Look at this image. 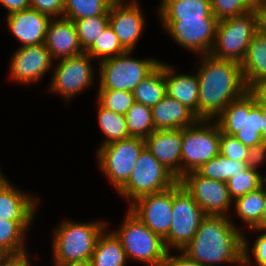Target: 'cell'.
<instances>
[{
    "label": "cell",
    "mask_w": 266,
    "mask_h": 266,
    "mask_svg": "<svg viewBox=\"0 0 266 266\" xmlns=\"http://www.w3.org/2000/svg\"><path fill=\"white\" fill-rule=\"evenodd\" d=\"M197 67L199 82V119L214 120L232 101L248 88L240 63L201 55ZM202 60V61H201Z\"/></svg>",
    "instance_id": "cell-1"
},
{
    "label": "cell",
    "mask_w": 266,
    "mask_h": 266,
    "mask_svg": "<svg viewBox=\"0 0 266 266\" xmlns=\"http://www.w3.org/2000/svg\"><path fill=\"white\" fill-rule=\"evenodd\" d=\"M231 217L206 215L191 242L181 252L203 266H241L243 231Z\"/></svg>",
    "instance_id": "cell-2"
},
{
    "label": "cell",
    "mask_w": 266,
    "mask_h": 266,
    "mask_svg": "<svg viewBox=\"0 0 266 266\" xmlns=\"http://www.w3.org/2000/svg\"><path fill=\"white\" fill-rule=\"evenodd\" d=\"M263 107L247 91L232 101L214 120L222 133L236 137L260 158L266 156V143L262 139Z\"/></svg>",
    "instance_id": "cell-3"
},
{
    "label": "cell",
    "mask_w": 266,
    "mask_h": 266,
    "mask_svg": "<svg viewBox=\"0 0 266 266\" xmlns=\"http://www.w3.org/2000/svg\"><path fill=\"white\" fill-rule=\"evenodd\" d=\"M64 219L55 228L52 241V264L90 261L100 234L109 225L103 221L74 222Z\"/></svg>",
    "instance_id": "cell-4"
},
{
    "label": "cell",
    "mask_w": 266,
    "mask_h": 266,
    "mask_svg": "<svg viewBox=\"0 0 266 266\" xmlns=\"http://www.w3.org/2000/svg\"><path fill=\"white\" fill-rule=\"evenodd\" d=\"M124 221L113 230L120 239L128 260L148 266H163L168 251L163 239L151 231L129 209H126Z\"/></svg>",
    "instance_id": "cell-5"
},
{
    "label": "cell",
    "mask_w": 266,
    "mask_h": 266,
    "mask_svg": "<svg viewBox=\"0 0 266 266\" xmlns=\"http://www.w3.org/2000/svg\"><path fill=\"white\" fill-rule=\"evenodd\" d=\"M220 134L215 120L199 119L193 126L183 128L181 177L198 171L219 154Z\"/></svg>",
    "instance_id": "cell-6"
},
{
    "label": "cell",
    "mask_w": 266,
    "mask_h": 266,
    "mask_svg": "<svg viewBox=\"0 0 266 266\" xmlns=\"http://www.w3.org/2000/svg\"><path fill=\"white\" fill-rule=\"evenodd\" d=\"M178 181L177 177L145 148L138 157L128 182L117 193L128 200L130 205L139 197L167 190Z\"/></svg>",
    "instance_id": "cell-7"
},
{
    "label": "cell",
    "mask_w": 266,
    "mask_h": 266,
    "mask_svg": "<svg viewBox=\"0 0 266 266\" xmlns=\"http://www.w3.org/2000/svg\"><path fill=\"white\" fill-rule=\"evenodd\" d=\"M146 148L145 139L129 137L97 148V165L117 192L128 182L133 167Z\"/></svg>",
    "instance_id": "cell-8"
},
{
    "label": "cell",
    "mask_w": 266,
    "mask_h": 266,
    "mask_svg": "<svg viewBox=\"0 0 266 266\" xmlns=\"http://www.w3.org/2000/svg\"><path fill=\"white\" fill-rule=\"evenodd\" d=\"M133 51L99 62L98 89H113L133 92L161 61L155 58H132Z\"/></svg>",
    "instance_id": "cell-9"
},
{
    "label": "cell",
    "mask_w": 266,
    "mask_h": 266,
    "mask_svg": "<svg viewBox=\"0 0 266 266\" xmlns=\"http://www.w3.org/2000/svg\"><path fill=\"white\" fill-rule=\"evenodd\" d=\"M206 216L204 211L178 181L173 186V219L168 235L163 239L168 252L183 250L194 238Z\"/></svg>",
    "instance_id": "cell-10"
},
{
    "label": "cell",
    "mask_w": 266,
    "mask_h": 266,
    "mask_svg": "<svg viewBox=\"0 0 266 266\" xmlns=\"http://www.w3.org/2000/svg\"><path fill=\"white\" fill-rule=\"evenodd\" d=\"M255 33L256 18L253 11L219 20L214 46L210 54L218 59L241 63Z\"/></svg>",
    "instance_id": "cell-11"
},
{
    "label": "cell",
    "mask_w": 266,
    "mask_h": 266,
    "mask_svg": "<svg viewBox=\"0 0 266 266\" xmlns=\"http://www.w3.org/2000/svg\"><path fill=\"white\" fill-rule=\"evenodd\" d=\"M92 60L93 58L86 52L57 60V66L51 71L53 73L48 91L58 94L65 101H70L71 98L92 87L96 75Z\"/></svg>",
    "instance_id": "cell-12"
},
{
    "label": "cell",
    "mask_w": 266,
    "mask_h": 266,
    "mask_svg": "<svg viewBox=\"0 0 266 266\" xmlns=\"http://www.w3.org/2000/svg\"><path fill=\"white\" fill-rule=\"evenodd\" d=\"M164 30L181 48L198 56L210 54L216 35L218 20L205 17L192 20H160Z\"/></svg>",
    "instance_id": "cell-13"
},
{
    "label": "cell",
    "mask_w": 266,
    "mask_h": 266,
    "mask_svg": "<svg viewBox=\"0 0 266 266\" xmlns=\"http://www.w3.org/2000/svg\"><path fill=\"white\" fill-rule=\"evenodd\" d=\"M179 182L206 215L230 217L233 200L226 182L205 178L197 171L185 174Z\"/></svg>",
    "instance_id": "cell-14"
},
{
    "label": "cell",
    "mask_w": 266,
    "mask_h": 266,
    "mask_svg": "<svg viewBox=\"0 0 266 266\" xmlns=\"http://www.w3.org/2000/svg\"><path fill=\"white\" fill-rule=\"evenodd\" d=\"M128 206L139 220L162 239L168 235L173 219V186L141 196Z\"/></svg>",
    "instance_id": "cell-15"
},
{
    "label": "cell",
    "mask_w": 266,
    "mask_h": 266,
    "mask_svg": "<svg viewBox=\"0 0 266 266\" xmlns=\"http://www.w3.org/2000/svg\"><path fill=\"white\" fill-rule=\"evenodd\" d=\"M53 62L45 44L20 47L12 54L9 75L16 83L26 86L36 84L48 71L53 70Z\"/></svg>",
    "instance_id": "cell-16"
},
{
    "label": "cell",
    "mask_w": 266,
    "mask_h": 266,
    "mask_svg": "<svg viewBox=\"0 0 266 266\" xmlns=\"http://www.w3.org/2000/svg\"><path fill=\"white\" fill-rule=\"evenodd\" d=\"M138 0H115L109 9V25L127 51H133L145 29V16Z\"/></svg>",
    "instance_id": "cell-17"
},
{
    "label": "cell",
    "mask_w": 266,
    "mask_h": 266,
    "mask_svg": "<svg viewBox=\"0 0 266 266\" xmlns=\"http://www.w3.org/2000/svg\"><path fill=\"white\" fill-rule=\"evenodd\" d=\"M51 19L31 7L6 15L7 28L21 42L20 47L44 44Z\"/></svg>",
    "instance_id": "cell-18"
},
{
    "label": "cell",
    "mask_w": 266,
    "mask_h": 266,
    "mask_svg": "<svg viewBox=\"0 0 266 266\" xmlns=\"http://www.w3.org/2000/svg\"><path fill=\"white\" fill-rule=\"evenodd\" d=\"M183 129L155 130L145 138L146 148L179 180Z\"/></svg>",
    "instance_id": "cell-19"
},
{
    "label": "cell",
    "mask_w": 266,
    "mask_h": 266,
    "mask_svg": "<svg viewBox=\"0 0 266 266\" xmlns=\"http://www.w3.org/2000/svg\"><path fill=\"white\" fill-rule=\"evenodd\" d=\"M45 46L54 61L83 53L77 29L66 17L52 18L47 27Z\"/></svg>",
    "instance_id": "cell-20"
},
{
    "label": "cell",
    "mask_w": 266,
    "mask_h": 266,
    "mask_svg": "<svg viewBox=\"0 0 266 266\" xmlns=\"http://www.w3.org/2000/svg\"><path fill=\"white\" fill-rule=\"evenodd\" d=\"M40 200L10 183H0V218L11 221H33Z\"/></svg>",
    "instance_id": "cell-21"
},
{
    "label": "cell",
    "mask_w": 266,
    "mask_h": 266,
    "mask_svg": "<svg viewBox=\"0 0 266 266\" xmlns=\"http://www.w3.org/2000/svg\"><path fill=\"white\" fill-rule=\"evenodd\" d=\"M175 68L164 63L167 95L176 99L199 118V82L197 73L175 74Z\"/></svg>",
    "instance_id": "cell-22"
},
{
    "label": "cell",
    "mask_w": 266,
    "mask_h": 266,
    "mask_svg": "<svg viewBox=\"0 0 266 266\" xmlns=\"http://www.w3.org/2000/svg\"><path fill=\"white\" fill-rule=\"evenodd\" d=\"M151 110L155 130L183 129L199 120L190 109L167 94Z\"/></svg>",
    "instance_id": "cell-23"
},
{
    "label": "cell",
    "mask_w": 266,
    "mask_h": 266,
    "mask_svg": "<svg viewBox=\"0 0 266 266\" xmlns=\"http://www.w3.org/2000/svg\"><path fill=\"white\" fill-rule=\"evenodd\" d=\"M159 20H192L215 17L211 0H160Z\"/></svg>",
    "instance_id": "cell-24"
},
{
    "label": "cell",
    "mask_w": 266,
    "mask_h": 266,
    "mask_svg": "<svg viewBox=\"0 0 266 266\" xmlns=\"http://www.w3.org/2000/svg\"><path fill=\"white\" fill-rule=\"evenodd\" d=\"M108 229L105 228L97 239L90 259L91 266H126L128 258L122 243L116 234Z\"/></svg>",
    "instance_id": "cell-25"
},
{
    "label": "cell",
    "mask_w": 266,
    "mask_h": 266,
    "mask_svg": "<svg viewBox=\"0 0 266 266\" xmlns=\"http://www.w3.org/2000/svg\"><path fill=\"white\" fill-rule=\"evenodd\" d=\"M240 65L247 88L266 78V35L255 33Z\"/></svg>",
    "instance_id": "cell-26"
},
{
    "label": "cell",
    "mask_w": 266,
    "mask_h": 266,
    "mask_svg": "<svg viewBox=\"0 0 266 266\" xmlns=\"http://www.w3.org/2000/svg\"><path fill=\"white\" fill-rule=\"evenodd\" d=\"M264 186L249 192L233 201V212L246 229H262V213L264 210Z\"/></svg>",
    "instance_id": "cell-27"
},
{
    "label": "cell",
    "mask_w": 266,
    "mask_h": 266,
    "mask_svg": "<svg viewBox=\"0 0 266 266\" xmlns=\"http://www.w3.org/2000/svg\"><path fill=\"white\" fill-rule=\"evenodd\" d=\"M33 221H11L0 218V256L28 252L25 236Z\"/></svg>",
    "instance_id": "cell-28"
},
{
    "label": "cell",
    "mask_w": 266,
    "mask_h": 266,
    "mask_svg": "<svg viewBox=\"0 0 266 266\" xmlns=\"http://www.w3.org/2000/svg\"><path fill=\"white\" fill-rule=\"evenodd\" d=\"M135 102L147 106H155L167 94L164 78V61L146 77L133 90Z\"/></svg>",
    "instance_id": "cell-29"
},
{
    "label": "cell",
    "mask_w": 266,
    "mask_h": 266,
    "mask_svg": "<svg viewBox=\"0 0 266 266\" xmlns=\"http://www.w3.org/2000/svg\"><path fill=\"white\" fill-rule=\"evenodd\" d=\"M97 110V123L105 136L104 140L98 147L130 137L125 115L107 110L98 102Z\"/></svg>",
    "instance_id": "cell-30"
},
{
    "label": "cell",
    "mask_w": 266,
    "mask_h": 266,
    "mask_svg": "<svg viewBox=\"0 0 266 266\" xmlns=\"http://www.w3.org/2000/svg\"><path fill=\"white\" fill-rule=\"evenodd\" d=\"M264 162H266V156L260 158L256 163L249 165L244 172L234 175V177L226 182L233 201L262 187L263 174L259 172L258 167L262 163L265 164Z\"/></svg>",
    "instance_id": "cell-31"
},
{
    "label": "cell",
    "mask_w": 266,
    "mask_h": 266,
    "mask_svg": "<svg viewBox=\"0 0 266 266\" xmlns=\"http://www.w3.org/2000/svg\"><path fill=\"white\" fill-rule=\"evenodd\" d=\"M256 162L234 161L222 156L220 153L205 163L197 171L201 176L213 180L227 182L230 178Z\"/></svg>",
    "instance_id": "cell-32"
},
{
    "label": "cell",
    "mask_w": 266,
    "mask_h": 266,
    "mask_svg": "<svg viewBox=\"0 0 266 266\" xmlns=\"http://www.w3.org/2000/svg\"><path fill=\"white\" fill-rule=\"evenodd\" d=\"M115 0H64L63 17L76 21L97 15H109Z\"/></svg>",
    "instance_id": "cell-33"
},
{
    "label": "cell",
    "mask_w": 266,
    "mask_h": 266,
    "mask_svg": "<svg viewBox=\"0 0 266 266\" xmlns=\"http://www.w3.org/2000/svg\"><path fill=\"white\" fill-rule=\"evenodd\" d=\"M125 117L130 137L145 139L155 131L150 106L135 102Z\"/></svg>",
    "instance_id": "cell-34"
},
{
    "label": "cell",
    "mask_w": 266,
    "mask_h": 266,
    "mask_svg": "<svg viewBox=\"0 0 266 266\" xmlns=\"http://www.w3.org/2000/svg\"><path fill=\"white\" fill-rule=\"evenodd\" d=\"M79 43L86 52L109 25V15H97L74 21Z\"/></svg>",
    "instance_id": "cell-35"
},
{
    "label": "cell",
    "mask_w": 266,
    "mask_h": 266,
    "mask_svg": "<svg viewBox=\"0 0 266 266\" xmlns=\"http://www.w3.org/2000/svg\"><path fill=\"white\" fill-rule=\"evenodd\" d=\"M127 50L122 46L115 32L110 25L103 31L102 35L86 51L93 59L99 62L126 53Z\"/></svg>",
    "instance_id": "cell-36"
},
{
    "label": "cell",
    "mask_w": 266,
    "mask_h": 266,
    "mask_svg": "<svg viewBox=\"0 0 266 266\" xmlns=\"http://www.w3.org/2000/svg\"><path fill=\"white\" fill-rule=\"evenodd\" d=\"M97 101L103 108L125 115L135 103L134 94L130 91L98 89Z\"/></svg>",
    "instance_id": "cell-37"
},
{
    "label": "cell",
    "mask_w": 266,
    "mask_h": 266,
    "mask_svg": "<svg viewBox=\"0 0 266 266\" xmlns=\"http://www.w3.org/2000/svg\"><path fill=\"white\" fill-rule=\"evenodd\" d=\"M219 153L234 161L257 162L260 157L249 147L241 143L236 137L220 134Z\"/></svg>",
    "instance_id": "cell-38"
},
{
    "label": "cell",
    "mask_w": 266,
    "mask_h": 266,
    "mask_svg": "<svg viewBox=\"0 0 266 266\" xmlns=\"http://www.w3.org/2000/svg\"><path fill=\"white\" fill-rule=\"evenodd\" d=\"M249 231L250 233L257 231L262 234L257 236L251 248L248 237L243 233V260L241 266H252L254 263L258 266H266V229L253 228Z\"/></svg>",
    "instance_id": "cell-39"
},
{
    "label": "cell",
    "mask_w": 266,
    "mask_h": 266,
    "mask_svg": "<svg viewBox=\"0 0 266 266\" xmlns=\"http://www.w3.org/2000/svg\"><path fill=\"white\" fill-rule=\"evenodd\" d=\"M255 2V0H211V10L219 21L253 11Z\"/></svg>",
    "instance_id": "cell-40"
},
{
    "label": "cell",
    "mask_w": 266,
    "mask_h": 266,
    "mask_svg": "<svg viewBox=\"0 0 266 266\" xmlns=\"http://www.w3.org/2000/svg\"><path fill=\"white\" fill-rule=\"evenodd\" d=\"M30 5L51 18L63 17L64 0H30Z\"/></svg>",
    "instance_id": "cell-41"
},
{
    "label": "cell",
    "mask_w": 266,
    "mask_h": 266,
    "mask_svg": "<svg viewBox=\"0 0 266 266\" xmlns=\"http://www.w3.org/2000/svg\"><path fill=\"white\" fill-rule=\"evenodd\" d=\"M253 12L256 18V32L266 35V0H257Z\"/></svg>",
    "instance_id": "cell-42"
},
{
    "label": "cell",
    "mask_w": 266,
    "mask_h": 266,
    "mask_svg": "<svg viewBox=\"0 0 266 266\" xmlns=\"http://www.w3.org/2000/svg\"><path fill=\"white\" fill-rule=\"evenodd\" d=\"M29 252L0 256V266H32Z\"/></svg>",
    "instance_id": "cell-43"
},
{
    "label": "cell",
    "mask_w": 266,
    "mask_h": 266,
    "mask_svg": "<svg viewBox=\"0 0 266 266\" xmlns=\"http://www.w3.org/2000/svg\"><path fill=\"white\" fill-rule=\"evenodd\" d=\"M248 92L260 106L266 108V78L254 82L248 88Z\"/></svg>",
    "instance_id": "cell-44"
},
{
    "label": "cell",
    "mask_w": 266,
    "mask_h": 266,
    "mask_svg": "<svg viewBox=\"0 0 266 266\" xmlns=\"http://www.w3.org/2000/svg\"><path fill=\"white\" fill-rule=\"evenodd\" d=\"M163 266H203V265L191 260L180 251V253L176 255L175 254L171 255V253L168 252L166 261L163 264Z\"/></svg>",
    "instance_id": "cell-45"
},
{
    "label": "cell",
    "mask_w": 266,
    "mask_h": 266,
    "mask_svg": "<svg viewBox=\"0 0 266 266\" xmlns=\"http://www.w3.org/2000/svg\"><path fill=\"white\" fill-rule=\"evenodd\" d=\"M0 4L7 9L6 15L31 7L30 0H0Z\"/></svg>",
    "instance_id": "cell-46"
},
{
    "label": "cell",
    "mask_w": 266,
    "mask_h": 266,
    "mask_svg": "<svg viewBox=\"0 0 266 266\" xmlns=\"http://www.w3.org/2000/svg\"><path fill=\"white\" fill-rule=\"evenodd\" d=\"M53 266H91V262L80 261V262H73V263L54 264Z\"/></svg>",
    "instance_id": "cell-47"
},
{
    "label": "cell",
    "mask_w": 266,
    "mask_h": 266,
    "mask_svg": "<svg viewBox=\"0 0 266 266\" xmlns=\"http://www.w3.org/2000/svg\"><path fill=\"white\" fill-rule=\"evenodd\" d=\"M262 139L266 143V108L263 107V114H262Z\"/></svg>",
    "instance_id": "cell-48"
},
{
    "label": "cell",
    "mask_w": 266,
    "mask_h": 266,
    "mask_svg": "<svg viewBox=\"0 0 266 266\" xmlns=\"http://www.w3.org/2000/svg\"><path fill=\"white\" fill-rule=\"evenodd\" d=\"M264 210L262 213V229H266V187H264Z\"/></svg>",
    "instance_id": "cell-49"
},
{
    "label": "cell",
    "mask_w": 266,
    "mask_h": 266,
    "mask_svg": "<svg viewBox=\"0 0 266 266\" xmlns=\"http://www.w3.org/2000/svg\"><path fill=\"white\" fill-rule=\"evenodd\" d=\"M5 178V175H3L2 171L0 170V182H2Z\"/></svg>",
    "instance_id": "cell-50"
},
{
    "label": "cell",
    "mask_w": 266,
    "mask_h": 266,
    "mask_svg": "<svg viewBox=\"0 0 266 266\" xmlns=\"http://www.w3.org/2000/svg\"><path fill=\"white\" fill-rule=\"evenodd\" d=\"M262 178H263V186L266 187V175L265 176L263 175Z\"/></svg>",
    "instance_id": "cell-51"
}]
</instances>
